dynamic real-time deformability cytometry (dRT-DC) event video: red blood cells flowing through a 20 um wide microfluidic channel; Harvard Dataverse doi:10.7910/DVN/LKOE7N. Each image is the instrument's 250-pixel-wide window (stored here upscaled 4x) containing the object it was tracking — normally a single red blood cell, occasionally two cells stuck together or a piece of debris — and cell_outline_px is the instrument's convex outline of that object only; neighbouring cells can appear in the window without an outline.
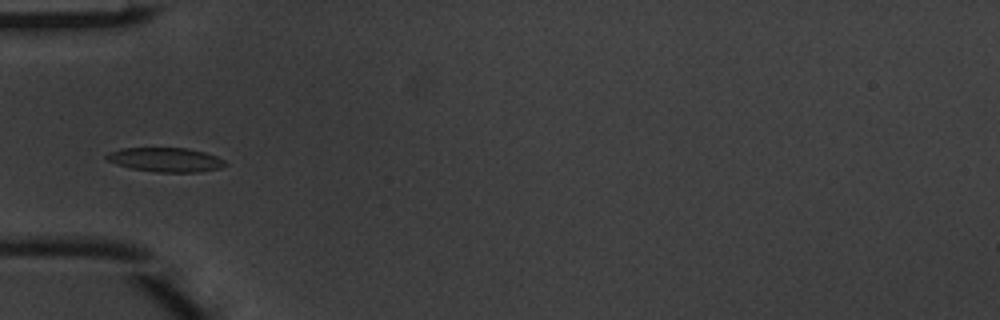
{"species": "common noctule bat (a hibernating species)", "species_latin": "Nyctalus noctula", "temperature_condition": "warm", "stored_images_in_passage": 6, "camera_frame_rate_fps": 3000, "um_per_image_px": 0.085, "animal": {"sex": "male", "body_mass_g": 20.1, "forearm_length_mm": 53.5}, "frame": {"image": 1, "passage_image": 6, "time_ms": 1.667, "image_size_px": [1000, 320], "cell_outline_px": [[228, 164], [220, 168], [200, 172], [156, 172], [132, 168], [116, 164], [108, 160], [104, 156], [108, 152], [120, 148], [188, 148], [204, 152], [216, 156], [224, 160]], "centroid_in_image_um": [14.08, 13.57], "position_along_channel_um": 70.9, "area_um2": 16.76}}